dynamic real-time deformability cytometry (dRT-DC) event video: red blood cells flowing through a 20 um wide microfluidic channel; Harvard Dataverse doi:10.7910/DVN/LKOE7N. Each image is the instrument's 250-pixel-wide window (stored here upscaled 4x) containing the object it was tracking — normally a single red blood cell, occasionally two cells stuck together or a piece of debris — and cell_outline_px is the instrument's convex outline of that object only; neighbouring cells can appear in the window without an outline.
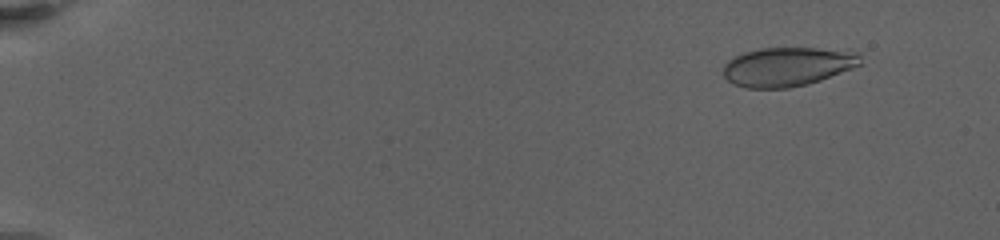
{"species": "human", "species_latin": "Homo sapiens", "temperature_condition": "warm", "stored_images_in_passage": 42, "camera_frame_rate_fps": 3000, "um_per_image_px": 0.085, "donor": {"sex": "female"}, "frame": {"image": 1, "passage_image": 1, "time_ms": 0.0, "image_size_px": [1000, 240], "cell_outline_px": [[860, 64], [852, 68], [820, 80], [808, 84], [788, 88], [748, 88], [736, 84], [728, 80], [724, 76], [724, 64], [728, 60], [744, 52], [760, 48], [816, 48], [856, 52], [860, 56]], "centroid_in_image_um": [66.91, 5.66], "position_along_channel_um": 18.1, "area_um2": 30.87}}
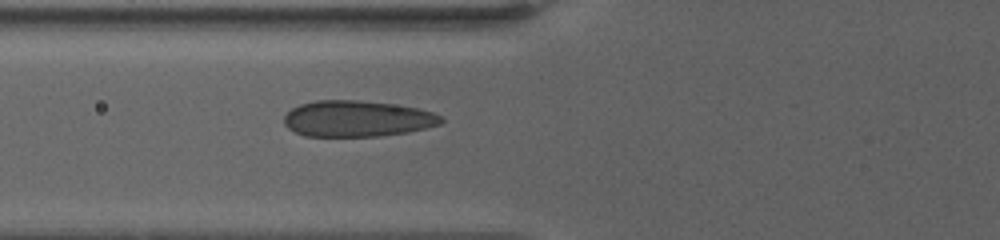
{"frame": {"image": 2, "passage_image": 24, "time_ms": 7.0, "image_size_px": [1000, 240], "cell_outline_px": [[444, 120], [440, 124], [408, 132], [380, 136], [304, 136], [288, 128], [284, 124], [284, 116], [292, 108], [300, 104], [316, 100], [360, 100], [420, 108], [432, 112], [440, 116]], "centroid_in_image_um": [30.34, 10.08], "position_along_channel_um": 95.5, "area_um2": 33.0}}
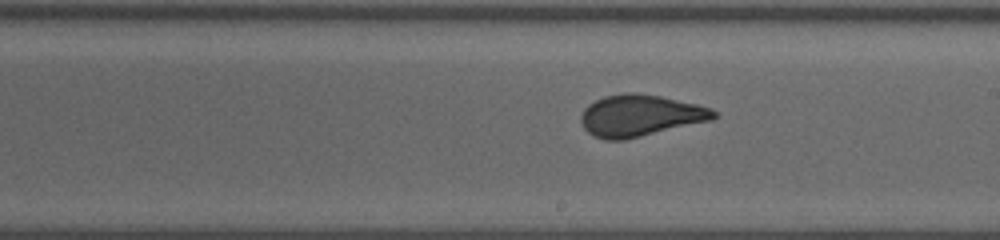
{"frame": {"image": 3, "passage_image": 41, "time_ms": 11.333, "image_size_px": [1000, 240], "cell_outline_px": [[716, 116], [712, 120], [624, 140], [604, 140], [592, 136], [584, 128], [580, 120], [580, 116], [584, 108], [588, 104], [604, 96], [624, 92], [636, 92], [660, 96], [696, 104], [712, 108], [716, 112]], "centroid_in_image_um": [54.38, 9.82], "position_along_channel_um": 234.6, "area_um2": 32.31}}